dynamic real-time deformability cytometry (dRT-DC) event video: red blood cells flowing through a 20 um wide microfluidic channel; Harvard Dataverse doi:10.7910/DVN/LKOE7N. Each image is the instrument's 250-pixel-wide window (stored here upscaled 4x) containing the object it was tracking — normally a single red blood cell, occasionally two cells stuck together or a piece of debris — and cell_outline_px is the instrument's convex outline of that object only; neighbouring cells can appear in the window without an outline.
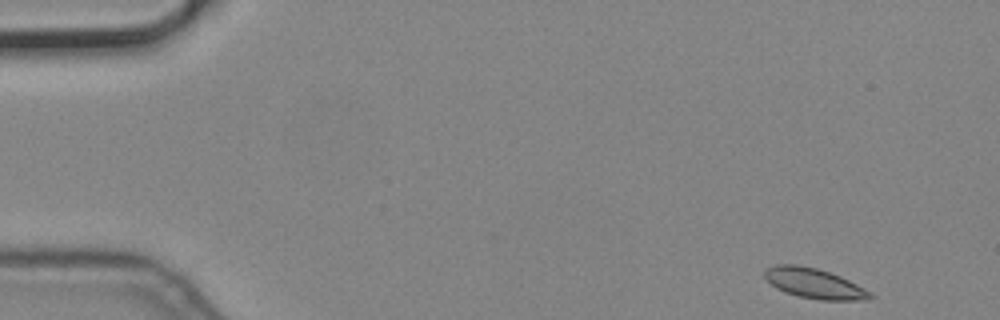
{"species": "common noctule bat (a hibernating species)", "species_latin": "Nyctalus noctula", "temperature_condition": "cold", "stored_images_in_passage": 13, "camera_frame_rate_fps": 3000, "um_per_image_px": 0.085, "animal": {"sex": "male", "body_mass_g": 19.2, "forearm_length_mm": 51.8}, "frame": {"image": 1, "passage_image": 1, "time_ms": 0.0, "image_size_px": [1000, 320], "cell_outline_px": [[876, 296], [872, 300], [820, 300], [800, 296], [784, 292], [776, 288], [764, 276], [764, 268], [776, 264], [796, 264], [816, 268], [840, 276], [872, 292]], "centroid_in_image_um": [69.23, 24.09], "position_along_channel_um": 15.8, "area_um2": 18.61}}